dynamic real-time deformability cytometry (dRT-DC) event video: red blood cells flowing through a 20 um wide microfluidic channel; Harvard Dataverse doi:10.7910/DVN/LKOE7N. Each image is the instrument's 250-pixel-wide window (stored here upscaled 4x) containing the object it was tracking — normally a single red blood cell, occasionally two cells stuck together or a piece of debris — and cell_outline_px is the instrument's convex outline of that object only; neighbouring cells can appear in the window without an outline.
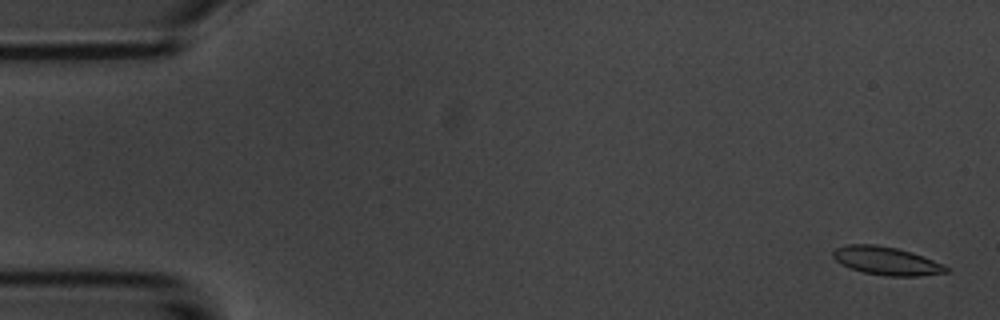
{"species": "common noctule bat (a hibernating species)", "species_latin": "Nyctalus noctula", "temperature_condition": "room temperature", "stored_images_in_passage": 4, "camera_frame_rate_fps": 3000, "um_per_image_px": 0.085, "animal": {"sex": "male", "body_mass_g": 20.1, "forearm_length_mm": 53.5}, "frame": {"image": 1, "passage_image": 1, "time_ms": 0.0, "image_size_px": [1000, 320], "cell_outline_px": [[952, 272], [920, 276], [888, 276], [864, 272], [840, 264], [832, 256], [832, 252], [836, 248], [848, 244], [876, 244], [896, 248], [912, 252], [944, 264], [952, 268]], "centroid_in_image_um": [75.41, 22.18], "position_along_channel_um": 9.6, "area_um2": 18.79}}